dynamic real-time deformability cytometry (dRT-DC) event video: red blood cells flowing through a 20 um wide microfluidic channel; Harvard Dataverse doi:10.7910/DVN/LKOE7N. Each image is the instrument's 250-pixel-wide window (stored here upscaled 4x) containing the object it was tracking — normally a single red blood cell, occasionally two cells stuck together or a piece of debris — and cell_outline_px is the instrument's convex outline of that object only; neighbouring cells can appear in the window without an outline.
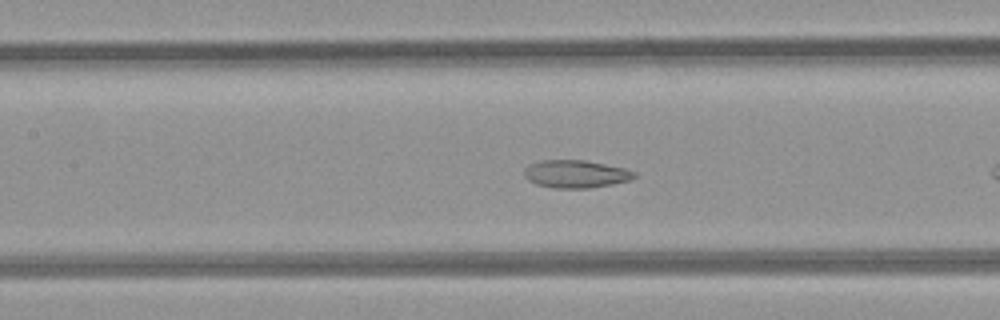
{"species": "common noctule bat (a hibernating species)", "species_latin": "Nyctalus noctula", "temperature_condition": "room temperature", "stored_images_in_passage": 9, "camera_frame_rate_fps": 3000, "um_per_image_px": 0.085, "animal": {"sex": "female", "body_mass_g": 21.9}, "frame": {"image": 1, "passage_image": 8, "time_ms": 2.333, "image_size_px": [1000, 320], "cell_outline_px": [[636, 176], [632, 180], [612, 184], [588, 188], [556, 188], [536, 184], [528, 180], [524, 176], [524, 168], [528, 164], [540, 160], [584, 160], [624, 168], [636, 172]], "centroid_in_image_um": [48.92, 14.78], "position_along_channel_um": 158.5, "area_um2": 17.86}}